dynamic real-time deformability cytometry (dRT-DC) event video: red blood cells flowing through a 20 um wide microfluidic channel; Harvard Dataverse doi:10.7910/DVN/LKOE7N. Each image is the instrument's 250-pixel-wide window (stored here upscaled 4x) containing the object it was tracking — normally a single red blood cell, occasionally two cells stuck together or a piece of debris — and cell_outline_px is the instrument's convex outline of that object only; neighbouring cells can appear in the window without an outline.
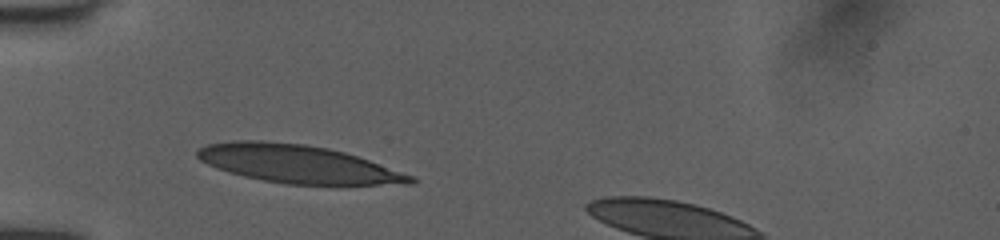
{"species": "human", "species_latin": "Homo sapiens", "temperature_condition": "room temperature", "stored_images_in_passage": 31, "camera_frame_rate_fps": 3000, "um_per_image_px": 0.085, "donor": {"sex": "female"}, "frame": {"image": 1, "passage_image": 1, "time_ms": 0.0, "image_size_px": [1000, 240], "cell_outline_px": [[416, 180], [412, 184], [336, 188], [288, 184], [264, 180], [244, 176], [228, 172], [216, 168], [200, 160], [196, 156], [196, 152], [200, 148], [208, 144], [232, 140], [260, 140], [304, 144], [328, 148], [344, 152], [416, 176]], "centroid_in_image_um": [25.45, 13.99], "position_along_channel_um": 59.6, "area_um2": 48.73}}
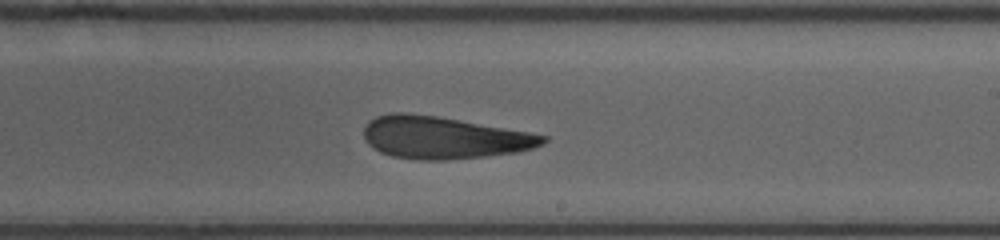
{"frame": {"image": 2, "passage_image": 16, "time_ms": 5.0, "image_size_px": [1000, 240], "cell_outline_px": [[548, 140], [544, 144], [532, 148], [516, 152], [484, 156], [444, 160], [416, 160], [392, 156], [380, 152], [372, 148], [368, 144], [364, 136], [364, 128], [368, 120], [376, 116], [392, 112], [404, 112], [436, 116], [528, 132], [548, 136]], "centroid_in_image_um": [37.66, 11.7], "position_along_channel_um": 251.3, "area_um2": 43.99}}
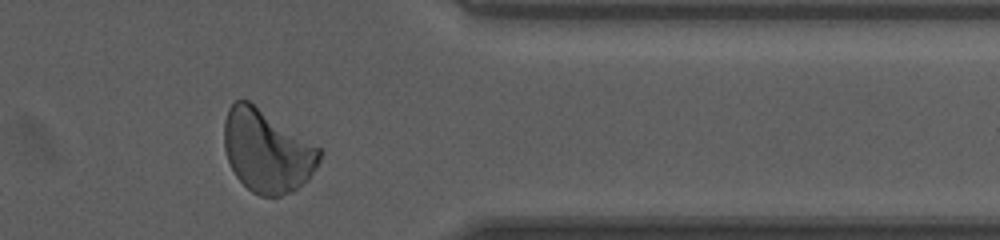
{"frame": {"image": 3, "passage_image": 27, "time_ms": 8.667, "image_size_px": [1000, 240], "cell_outline_px": [[324, 152], [316, 168], [308, 180], [296, 188], [280, 196], [260, 196], [252, 192], [236, 176], [228, 160], [224, 148], [224, 120], [228, 108], [236, 100], [248, 100], [320, 148]], "centroid_in_image_um": [22.69, 12.84], "position_along_channel_um": 388.7, "area_um2": 45.6}, "authors_computed_cell_mechanics": {"area_um2": 45.3152, "velocity_mm_per_s": 4.0368, "shape_relaxation_time_tau1_ms": 6.2313, "shape_relaxation_time_tau2_ms": 2.7631, "deformation_change_tau1": 0.1851, "deformation_change_tau2": 0.1133}}